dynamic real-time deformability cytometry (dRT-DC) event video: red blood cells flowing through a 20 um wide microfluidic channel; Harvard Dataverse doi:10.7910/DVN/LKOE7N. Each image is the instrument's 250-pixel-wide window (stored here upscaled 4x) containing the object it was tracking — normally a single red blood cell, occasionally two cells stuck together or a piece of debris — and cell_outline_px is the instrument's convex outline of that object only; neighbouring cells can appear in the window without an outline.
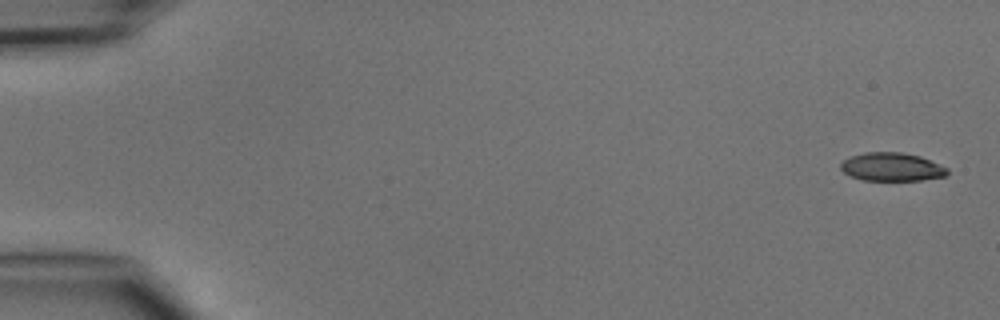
{"species": "common noctule bat (a hibernating species)", "species_latin": "Nyctalus noctula", "temperature_condition": "cold", "stored_images_in_passage": 6, "camera_frame_rate_fps": 3000, "um_per_image_px": 0.085, "animal": {"sex": "male", "body_mass_g": 15.6}, "frame": {"image": 1, "passage_image": 1, "time_ms": 0.0, "image_size_px": [1000, 320], "cell_outline_px": [[948, 176], [920, 180], [864, 180], [852, 176], [844, 172], [840, 168], [840, 164], [844, 160], [852, 156], [864, 152], [900, 152], [920, 156], [948, 168]], "centroid_in_image_um": [75.82, 14.19], "position_along_channel_um": 9.2, "area_um2": 17.51}}